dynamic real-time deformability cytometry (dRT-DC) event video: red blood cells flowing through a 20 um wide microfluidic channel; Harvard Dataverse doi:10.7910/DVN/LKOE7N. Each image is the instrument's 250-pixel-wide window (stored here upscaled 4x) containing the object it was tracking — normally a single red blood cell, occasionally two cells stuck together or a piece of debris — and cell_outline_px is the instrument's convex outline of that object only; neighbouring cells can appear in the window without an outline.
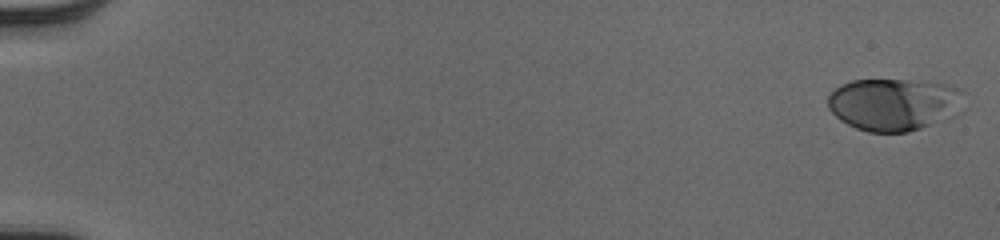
{"species": "human", "species_latin": "Homo sapiens", "temperature_condition": "cold", "stored_images_in_passage": 52, "camera_frame_rate_fps": 3000, "um_per_image_px": 0.085, "donor": {"sex": "male"}, "frame": {"image": 1, "passage_image": 1, "time_ms": 0.0, "image_size_px": [1000, 240], "cell_outline_px": [[968, 92], [928, 124], [920, 128], [908, 132], [868, 132], [856, 128], [840, 120], [828, 108], [828, 96], [840, 84], [852, 80], [908, 80], [948, 84], [960, 88]], "centroid_in_image_um": [75.78, 8.82], "position_along_channel_um": 9.2, "area_um2": 39.77}}
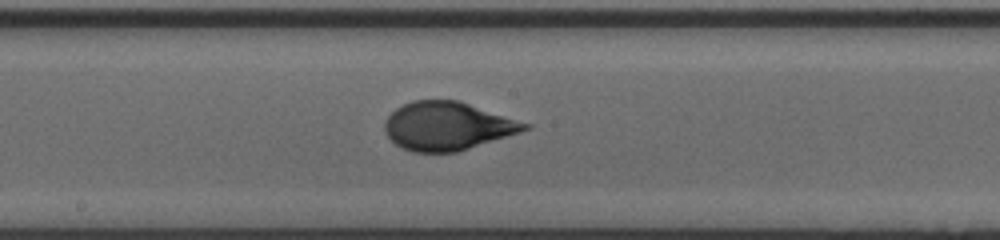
{"frame": {"image": 2, "passage_image": 30, "time_ms": 9.667, "image_size_px": [1000, 240], "cell_outline_px": [[532, 128], [520, 132], [456, 152], [412, 152], [396, 144], [384, 132], [384, 120], [396, 108], [412, 100], [460, 100], [532, 124]], "centroid_in_image_um": [38.05, 10.7], "position_along_channel_um": 210.2, "area_um2": 39.48}}
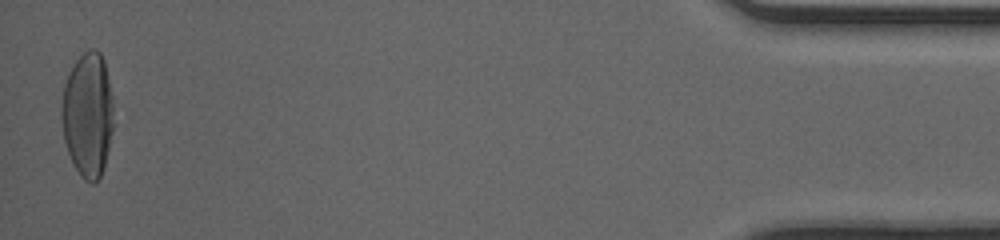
{"frame": {"image": 3, "passage_image": 52, "time_ms": 17.0, "image_size_px": [1000, 240], "cell_outline_px": [[112, 128], [108, 148], [104, 164], [100, 176], [92, 184], [84, 180], [80, 176], [68, 152], [64, 140], [60, 116], [60, 108], [64, 84], [68, 72], [76, 60], [88, 48], [96, 48], [100, 52], [104, 60], [112, 96]], "centroid_in_image_um": [7.43, 9.7], "position_along_channel_um": 427.8, "area_um2": 37.74}, "authors_computed_cell_mechanics": {"area_um2": 38.4948, "velocity_mm_per_s": 4.0386, "shape_relaxation_time_tau1_ms": 4.0409, "shape_relaxation_time_tau2_ms": null, "deformation_change_tau1": 0.1864, "deformation_change_tau2": null}}